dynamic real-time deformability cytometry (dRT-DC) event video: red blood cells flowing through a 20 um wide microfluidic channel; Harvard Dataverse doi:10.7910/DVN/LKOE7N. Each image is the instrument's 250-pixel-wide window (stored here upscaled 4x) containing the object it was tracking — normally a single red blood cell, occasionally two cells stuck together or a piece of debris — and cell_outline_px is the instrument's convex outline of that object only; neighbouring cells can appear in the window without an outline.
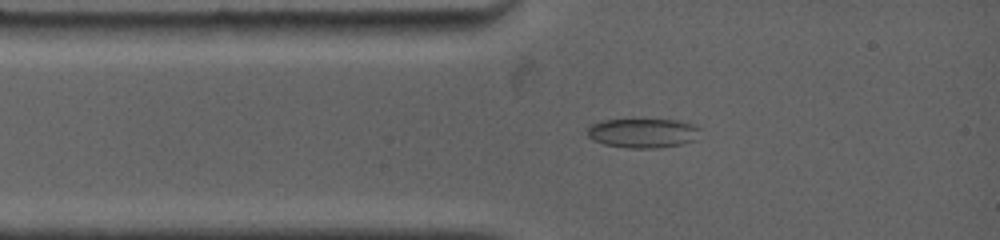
{"species": "common noctule bat (a hibernating species)", "species_latin": "Nyctalus noctula", "temperature_condition": "warm", "stored_images_in_passage": 25, "camera_frame_rate_fps": 4500, "um_per_image_px": 0.085, "animal": {"sex": "female", "body_mass_g": 19.0, "forearm_length_mm": 53.3}, "frame": {"image": 1, "passage_image": 3, "time_ms": 1.333, "image_size_px": [1000, 240], "cell_outline_px": [[700, 128], [696, 140], [680, 144], [656, 148], [628, 148], [604, 144], [588, 136], [588, 124], [604, 120], [632, 116], [680, 120], [692, 124]], "centroid_in_image_um": [54.63, 11.24], "position_along_channel_um": 30.4, "area_um2": 20.29}}
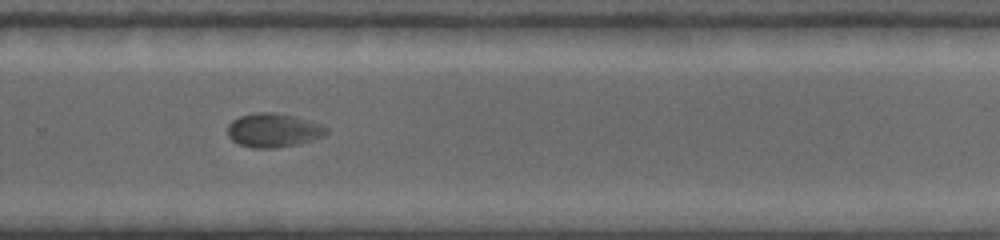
{"frame": {"image": 2, "passage_image": 14, "time_ms": 8.889, "image_size_px": [1000, 240], "cell_outline_px": [[328, 132], [324, 136], [300, 144], [276, 148], [252, 148], [240, 144], [232, 140], [228, 136], [228, 124], [232, 120], [240, 116], [256, 112], [272, 112], [296, 116], [320, 124], [328, 128]], "centroid_in_image_um": [23.25, 11.07], "position_along_channel_um": 306.6, "area_um2": 19.65}}
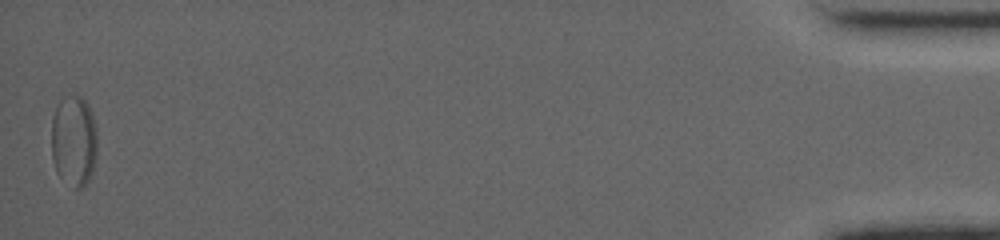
{"frame": {"image": 3, "passage_image": 25, "time_ms": 16.444, "image_size_px": [1000, 240], "cell_outline_px": [[96, 156], [92, 172], [88, 180], [80, 188], [76, 188], [60, 176], [56, 172], [52, 156], [52, 116], [56, 104], [64, 96], [80, 96], [88, 104], [96, 128]], "centroid_in_image_um": [6.26, 11.93], "position_along_channel_um": 428.9, "area_um2": 24.16}}